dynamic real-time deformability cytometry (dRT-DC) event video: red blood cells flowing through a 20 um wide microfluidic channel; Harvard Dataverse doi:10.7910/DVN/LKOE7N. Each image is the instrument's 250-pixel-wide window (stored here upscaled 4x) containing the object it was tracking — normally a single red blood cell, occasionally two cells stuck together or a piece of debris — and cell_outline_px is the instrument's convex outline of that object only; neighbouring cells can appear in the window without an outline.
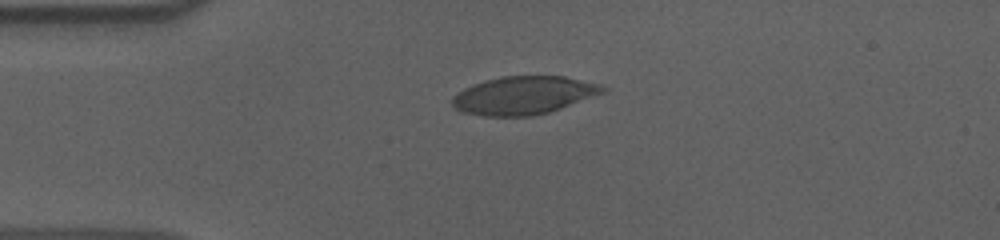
{"species": "human", "species_latin": "Homo sapiens", "temperature_condition": "cold", "stored_images_in_passage": 44, "camera_frame_rate_fps": 3000, "um_per_image_px": 0.085, "donor": {"sex": "male"}, "frame": {"image": 1, "passage_image": 1, "time_ms": 0.0, "image_size_px": [1000, 240], "cell_outline_px": [[608, 88], [604, 92], [560, 108], [548, 112], [532, 116], [484, 116], [460, 112], [452, 104], [452, 96], [464, 88], [472, 84], [484, 80], [500, 76], [564, 76], [600, 84]], "centroid_in_image_um": [44.46, 8.1], "position_along_channel_um": 40.5, "area_um2": 33.35}}
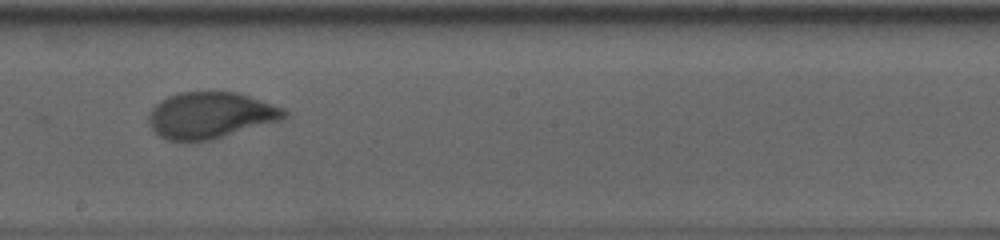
{"frame": {"image": 2, "passage_image": 19, "time_ms": 6.0, "image_size_px": [1000, 240], "cell_outline_px": [[288, 116], [280, 120], [212, 140], [168, 140], [160, 136], [148, 124], [148, 116], [152, 108], [160, 100], [168, 96], [180, 92], [236, 92], [284, 108], [288, 112]], "centroid_in_image_um": [17.88, 9.79], "position_along_channel_um": 230.3, "area_um2": 36.3}}
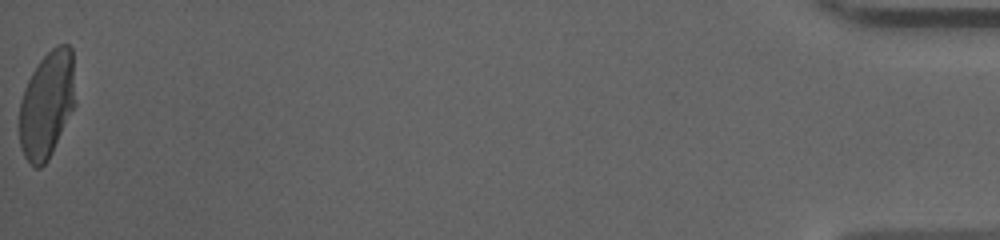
{"frame": {"image": 3, "passage_image": 44, "time_ms": 14.333, "image_size_px": [1000, 240], "cell_outline_px": [[76, 104], [48, 160], [40, 168], [36, 168], [24, 156], [20, 148], [20, 100], [24, 88], [32, 72], [40, 60], [56, 44], [68, 44], [72, 48]], "centroid_in_image_um": [4.0, 8.87], "position_along_channel_um": 431.2, "area_um2": 34.97}, "authors_computed_cell_mechanics": {"area_um2": 36.3273, "velocity_mm_per_s": 3.6135, "shape_relaxation_time_tau1_ms": 5.4565, "shape_relaxation_time_tau2_ms": null, "deformation_change_tau1": 0.2013, "deformation_change_tau2": null}}